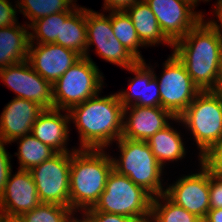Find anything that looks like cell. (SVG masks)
<instances>
[{
  "label": "cell",
  "mask_w": 222,
  "mask_h": 222,
  "mask_svg": "<svg viewBox=\"0 0 222 222\" xmlns=\"http://www.w3.org/2000/svg\"><path fill=\"white\" fill-rule=\"evenodd\" d=\"M172 48L200 91L217 90L222 67V39L204 18Z\"/></svg>",
  "instance_id": "6da1fadb"
},
{
  "label": "cell",
  "mask_w": 222,
  "mask_h": 222,
  "mask_svg": "<svg viewBox=\"0 0 222 222\" xmlns=\"http://www.w3.org/2000/svg\"><path fill=\"white\" fill-rule=\"evenodd\" d=\"M86 27V58L90 59L89 47L95 44V51L100 58L123 69L133 66L138 61L115 37L111 25V11L105 16L103 13L86 8Z\"/></svg>",
  "instance_id": "30bf717a"
},
{
  "label": "cell",
  "mask_w": 222,
  "mask_h": 222,
  "mask_svg": "<svg viewBox=\"0 0 222 222\" xmlns=\"http://www.w3.org/2000/svg\"><path fill=\"white\" fill-rule=\"evenodd\" d=\"M5 144L8 143L0 142V197L4 193L5 185L8 181L9 174L12 171L10 163V157L12 156L5 149Z\"/></svg>",
  "instance_id": "1f68e13d"
},
{
  "label": "cell",
  "mask_w": 222,
  "mask_h": 222,
  "mask_svg": "<svg viewBox=\"0 0 222 222\" xmlns=\"http://www.w3.org/2000/svg\"><path fill=\"white\" fill-rule=\"evenodd\" d=\"M74 11H65L37 19L29 25L30 43L52 44L60 39L61 21H65Z\"/></svg>",
  "instance_id": "83f0119b"
},
{
  "label": "cell",
  "mask_w": 222,
  "mask_h": 222,
  "mask_svg": "<svg viewBox=\"0 0 222 222\" xmlns=\"http://www.w3.org/2000/svg\"><path fill=\"white\" fill-rule=\"evenodd\" d=\"M123 111L117 93L104 97L98 94L73 106L68 112L79 132V149L105 150L119 140L123 132Z\"/></svg>",
  "instance_id": "7a4b0ae2"
},
{
  "label": "cell",
  "mask_w": 222,
  "mask_h": 222,
  "mask_svg": "<svg viewBox=\"0 0 222 222\" xmlns=\"http://www.w3.org/2000/svg\"><path fill=\"white\" fill-rule=\"evenodd\" d=\"M154 13L165 37L174 44L183 38L204 17L196 12L190 0H145Z\"/></svg>",
  "instance_id": "8fae6325"
},
{
  "label": "cell",
  "mask_w": 222,
  "mask_h": 222,
  "mask_svg": "<svg viewBox=\"0 0 222 222\" xmlns=\"http://www.w3.org/2000/svg\"><path fill=\"white\" fill-rule=\"evenodd\" d=\"M37 187L29 170H17L9 174L4 193L0 197V213L6 216H21L39 206Z\"/></svg>",
  "instance_id": "2e32d148"
},
{
  "label": "cell",
  "mask_w": 222,
  "mask_h": 222,
  "mask_svg": "<svg viewBox=\"0 0 222 222\" xmlns=\"http://www.w3.org/2000/svg\"><path fill=\"white\" fill-rule=\"evenodd\" d=\"M140 0H104L105 11H125L128 7Z\"/></svg>",
  "instance_id": "d590c367"
},
{
  "label": "cell",
  "mask_w": 222,
  "mask_h": 222,
  "mask_svg": "<svg viewBox=\"0 0 222 222\" xmlns=\"http://www.w3.org/2000/svg\"><path fill=\"white\" fill-rule=\"evenodd\" d=\"M102 74L91 58L82 57L52 85L54 108L69 111L101 93Z\"/></svg>",
  "instance_id": "52a82bcc"
},
{
  "label": "cell",
  "mask_w": 222,
  "mask_h": 222,
  "mask_svg": "<svg viewBox=\"0 0 222 222\" xmlns=\"http://www.w3.org/2000/svg\"><path fill=\"white\" fill-rule=\"evenodd\" d=\"M157 75L145 82L144 91V106L145 107H160V89L157 82Z\"/></svg>",
  "instance_id": "d6a6232c"
},
{
  "label": "cell",
  "mask_w": 222,
  "mask_h": 222,
  "mask_svg": "<svg viewBox=\"0 0 222 222\" xmlns=\"http://www.w3.org/2000/svg\"><path fill=\"white\" fill-rule=\"evenodd\" d=\"M44 109L37 102L14 97L0 116V142L11 144L14 139L31 134L34 122Z\"/></svg>",
  "instance_id": "e0dca14e"
},
{
  "label": "cell",
  "mask_w": 222,
  "mask_h": 222,
  "mask_svg": "<svg viewBox=\"0 0 222 222\" xmlns=\"http://www.w3.org/2000/svg\"><path fill=\"white\" fill-rule=\"evenodd\" d=\"M149 222H202V220L172 202L165 194H161L152 199Z\"/></svg>",
  "instance_id": "4316f807"
},
{
  "label": "cell",
  "mask_w": 222,
  "mask_h": 222,
  "mask_svg": "<svg viewBox=\"0 0 222 222\" xmlns=\"http://www.w3.org/2000/svg\"><path fill=\"white\" fill-rule=\"evenodd\" d=\"M72 209L58 204L41 203L20 217L24 222H65Z\"/></svg>",
  "instance_id": "f1b7e54d"
},
{
  "label": "cell",
  "mask_w": 222,
  "mask_h": 222,
  "mask_svg": "<svg viewBox=\"0 0 222 222\" xmlns=\"http://www.w3.org/2000/svg\"><path fill=\"white\" fill-rule=\"evenodd\" d=\"M120 158L112 156L113 170L127 176L134 184L143 187L153 197L165 194L161 181L163 167L158 163L147 141L121 137L117 140Z\"/></svg>",
  "instance_id": "277c9868"
},
{
  "label": "cell",
  "mask_w": 222,
  "mask_h": 222,
  "mask_svg": "<svg viewBox=\"0 0 222 222\" xmlns=\"http://www.w3.org/2000/svg\"><path fill=\"white\" fill-rule=\"evenodd\" d=\"M18 140H20L18 143V153H15V155L19 159V169L21 170H30L56 154L52 148L42 143L32 134L18 137L12 142Z\"/></svg>",
  "instance_id": "cb8c5ba5"
},
{
  "label": "cell",
  "mask_w": 222,
  "mask_h": 222,
  "mask_svg": "<svg viewBox=\"0 0 222 222\" xmlns=\"http://www.w3.org/2000/svg\"><path fill=\"white\" fill-rule=\"evenodd\" d=\"M0 78L16 93V98L37 102L45 109L54 108L52 84L40 76L28 60L0 69Z\"/></svg>",
  "instance_id": "7c38bea8"
},
{
  "label": "cell",
  "mask_w": 222,
  "mask_h": 222,
  "mask_svg": "<svg viewBox=\"0 0 222 222\" xmlns=\"http://www.w3.org/2000/svg\"><path fill=\"white\" fill-rule=\"evenodd\" d=\"M66 114H61V109H44L34 122L31 134L39 139L42 143L52 148L56 153L72 152L66 148L69 139V127L71 122L67 110H62Z\"/></svg>",
  "instance_id": "ac0fdd59"
},
{
  "label": "cell",
  "mask_w": 222,
  "mask_h": 222,
  "mask_svg": "<svg viewBox=\"0 0 222 222\" xmlns=\"http://www.w3.org/2000/svg\"><path fill=\"white\" fill-rule=\"evenodd\" d=\"M29 44L28 62L32 68L52 85L82 56L63 46L52 44Z\"/></svg>",
  "instance_id": "5bb4252c"
},
{
  "label": "cell",
  "mask_w": 222,
  "mask_h": 222,
  "mask_svg": "<svg viewBox=\"0 0 222 222\" xmlns=\"http://www.w3.org/2000/svg\"><path fill=\"white\" fill-rule=\"evenodd\" d=\"M55 44L71 49L85 57L87 45L86 8L78 7L61 21L60 39Z\"/></svg>",
  "instance_id": "7402d4cb"
},
{
  "label": "cell",
  "mask_w": 222,
  "mask_h": 222,
  "mask_svg": "<svg viewBox=\"0 0 222 222\" xmlns=\"http://www.w3.org/2000/svg\"><path fill=\"white\" fill-rule=\"evenodd\" d=\"M81 214H83L82 220L77 219V217H74L73 215H76V214L74 211H72L70 215L66 218L65 222H92V219L87 212L83 211V213L81 212Z\"/></svg>",
  "instance_id": "f35d334b"
},
{
  "label": "cell",
  "mask_w": 222,
  "mask_h": 222,
  "mask_svg": "<svg viewBox=\"0 0 222 222\" xmlns=\"http://www.w3.org/2000/svg\"><path fill=\"white\" fill-rule=\"evenodd\" d=\"M10 0H0V28L17 24L15 7L11 5Z\"/></svg>",
  "instance_id": "836d02e7"
},
{
  "label": "cell",
  "mask_w": 222,
  "mask_h": 222,
  "mask_svg": "<svg viewBox=\"0 0 222 222\" xmlns=\"http://www.w3.org/2000/svg\"><path fill=\"white\" fill-rule=\"evenodd\" d=\"M163 65L164 71L160 79L157 77L160 107L179 117L192 103L200 89L193 83L184 64L173 52Z\"/></svg>",
  "instance_id": "9c48e42d"
},
{
  "label": "cell",
  "mask_w": 222,
  "mask_h": 222,
  "mask_svg": "<svg viewBox=\"0 0 222 222\" xmlns=\"http://www.w3.org/2000/svg\"><path fill=\"white\" fill-rule=\"evenodd\" d=\"M210 209H222V176L209 172Z\"/></svg>",
  "instance_id": "4dcf8cb0"
},
{
  "label": "cell",
  "mask_w": 222,
  "mask_h": 222,
  "mask_svg": "<svg viewBox=\"0 0 222 222\" xmlns=\"http://www.w3.org/2000/svg\"><path fill=\"white\" fill-rule=\"evenodd\" d=\"M200 172L180 177L165 189V195L202 221L210 210L209 171L200 163Z\"/></svg>",
  "instance_id": "4fadbf2b"
},
{
  "label": "cell",
  "mask_w": 222,
  "mask_h": 222,
  "mask_svg": "<svg viewBox=\"0 0 222 222\" xmlns=\"http://www.w3.org/2000/svg\"><path fill=\"white\" fill-rule=\"evenodd\" d=\"M216 91H222V67H221V76H220L219 84Z\"/></svg>",
  "instance_id": "60d3db41"
},
{
  "label": "cell",
  "mask_w": 222,
  "mask_h": 222,
  "mask_svg": "<svg viewBox=\"0 0 222 222\" xmlns=\"http://www.w3.org/2000/svg\"><path fill=\"white\" fill-rule=\"evenodd\" d=\"M111 25L115 37L138 61H144L140 46H145L139 39L131 18L125 11H111Z\"/></svg>",
  "instance_id": "484cf974"
},
{
  "label": "cell",
  "mask_w": 222,
  "mask_h": 222,
  "mask_svg": "<svg viewBox=\"0 0 222 222\" xmlns=\"http://www.w3.org/2000/svg\"><path fill=\"white\" fill-rule=\"evenodd\" d=\"M87 213L91 217L92 222H142L120 214H111L105 212H87Z\"/></svg>",
  "instance_id": "e575fe53"
},
{
  "label": "cell",
  "mask_w": 222,
  "mask_h": 222,
  "mask_svg": "<svg viewBox=\"0 0 222 222\" xmlns=\"http://www.w3.org/2000/svg\"><path fill=\"white\" fill-rule=\"evenodd\" d=\"M214 13L216 14V17L218 18V22L220 24H217L216 20H204L210 27H212L218 34V36L222 39V0H217V3L214 7Z\"/></svg>",
  "instance_id": "8d00e7d4"
},
{
  "label": "cell",
  "mask_w": 222,
  "mask_h": 222,
  "mask_svg": "<svg viewBox=\"0 0 222 222\" xmlns=\"http://www.w3.org/2000/svg\"><path fill=\"white\" fill-rule=\"evenodd\" d=\"M202 222H222V209H210Z\"/></svg>",
  "instance_id": "74e56055"
},
{
  "label": "cell",
  "mask_w": 222,
  "mask_h": 222,
  "mask_svg": "<svg viewBox=\"0 0 222 222\" xmlns=\"http://www.w3.org/2000/svg\"><path fill=\"white\" fill-rule=\"evenodd\" d=\"M175 118L170 111L162 107L139 105L124 107L121 137L148 141L157 131L164 129L170 124L168 119L173 121Z\"/></svg>",
  "instance_id": "9a60e30c"
},
{
  "label": "cell",
  "mask_w": 222,
  "mask_h": 222,
  "mask_svg": "<svg viewBox=\"0 0 222 222\" xmlns=\"http://www.w3.org/2000/svg\"><path fill=\"white\" fill-rule=\"evenodd\" d=\"M150 67L144 60L137 61L133 66L126 68V70L134 73L135 77L131 78L128 84L131 92L129 90H120L117 93L123 107L131 105L144 106L145 82H150L155 76L153 67Z\"/></svg>",
  "instance_id": "603a6c76"
},
{
  "label": "cell",
  "mask_w": 222,
  "mask_h": 222,
  "mask_svg": "<svg viewBox=\"0 0 222 222\" xmlns=\"http://www.w3.org/2000/svg\"><path fill=\"white\" fill-rule=\"evenodd\" d=\"M125 12L131 18L138 37L145 46L163 43L170 48L173 47V44L162 33L154 13L145 0L134 3Z\"/></svg>",
  "instance_id": "ffe728a7"
},
{
  "label": "cell",
  "mask_w": 222,
  "mask_h": 222,
  "mask_svg": "<svg viewBox=\"0 0 222 222\" xmlns=\"http://www.w3.org/2000/svg\"><path fill=\"white\" fill-rule=\"evenodd\" d=\"M198 160L209 172L222 176V139L216 142Z\"/></svg>",
  "instance_id": "f546056e"
},
{
  "label": "cell",
  "mask_w": 222,
  "mask_h": 222,
  "mask_svg": "<svg viewBox=\"0 0 222 222\" xmlns=\"http://www.w3.org/2000/svg\"><path fill=\"white\" fill-rule=\"evenodd\" d=\"M15 7L19 8L18 11L23 13L31 24L52 14L75 11L79 6L74 4V0H20Z\"/></svg>",
  "instance_id": "d4e9b609"
},
{
  "label": "cell",
  "mask_w": 222,
  "mask_h": 222,
  "mask_svg": "<svg viewBox=\"0 0 222 222\" xmlns=\"http://www.w3.org/2000/svg\"><path fill=\"white\" fill-rule=\"evenodd\" d=\"M174 121L190 130L199 149V158L222 139V96L216 90L200 91Z\"/></svg>",
  "instance_id": "8992f818"
},
{
  "label": "cell",
  "mask_w": 222,
  "mask_h": 222,
  "mask_svg": "<svg viewBox=\"0 0 222 222\" xmlns=\"http://www.w3.org/2000/svg\"><path fill=\"white\" fill-rule=\"evenodd\" d=\"M27 26V27H26ZM28 23L0 28V69L28 58L30 35Z\"/></svg>",
  "instance_id": "d6986e66"
},
{
  "label": "cell",
  "mask_w": 222,
  "mask_h": 222,
  "mask_svg": "<svg viewBox=\"0 0 222 222\" xmlns=\"http://www.w3.org/2000/svg\"><path fill=\"white\" fill-rule=\"evenodd\" d=\"M113 169L112 157L104 149H76L71 152L70 208L86 212L94 207Z\"/></svg>",
  "instance_id": "3957f363"
},
{
  "label": "cell",
  "mask_w": 222,
  "mask_h": 222,
  "mask_svg": "<svg viewBox=\"0 0 222 222\" xmlns=\"http://www.w3.org/2000/svg\"><path fill=\"white\" fill-rule=\"evenodd\" d=\"M71 152L56 153L29 171L41 203L70 207Z\"/></svg>",
  "instance_id": "ba28073f"
},
{
  "label": "cell",
  "mask_w": 222,
  "mask_h": 222,
  "mask_svg": "<svg viewBox=\"0 0 222 222\" xmlns=\"http://www.w3.org/2000/svg\"><path fill=\"white\" fill-rule=\"evenodd\" d=\"M181 136L177 129L169 124L164 129L157 131L147 141L152 153L163 168L166 161H178L185 157L186 150Z\"/></svg>",
  "instance_id": "44dd1931"
},
{
  "label": "cell",
  "mask_w": 222,
  "mask_h": 222,
  "mask_svg": "<svg viewBox=\"0 0 222 222\" xmlns=\"http://www.w3.org/2000/svg\"><path fill=\"white\" fill-rule=\"evenodd\" d=\"M153 196L115 170L109 173L104 191L97 203L86 212L120 214L142 222H149Z\"/></svg>",
  "instance_id": "5b68a950"
},
{
  "label": "cell",
  "mask_w": 222,
  "mask_h": 222,
  "mask_svg": "<svg viewBox=\"0 0 222 222\" xmlns=\"http://www.w3.org/2000/svg\"><path fill=\"white\" fill-rule=\"evenodd\" d=\"M0 222H24L19 216H6L0 213Z\"/></svg>",
  "instance_id": "ab89813d"
}]
</instances>
